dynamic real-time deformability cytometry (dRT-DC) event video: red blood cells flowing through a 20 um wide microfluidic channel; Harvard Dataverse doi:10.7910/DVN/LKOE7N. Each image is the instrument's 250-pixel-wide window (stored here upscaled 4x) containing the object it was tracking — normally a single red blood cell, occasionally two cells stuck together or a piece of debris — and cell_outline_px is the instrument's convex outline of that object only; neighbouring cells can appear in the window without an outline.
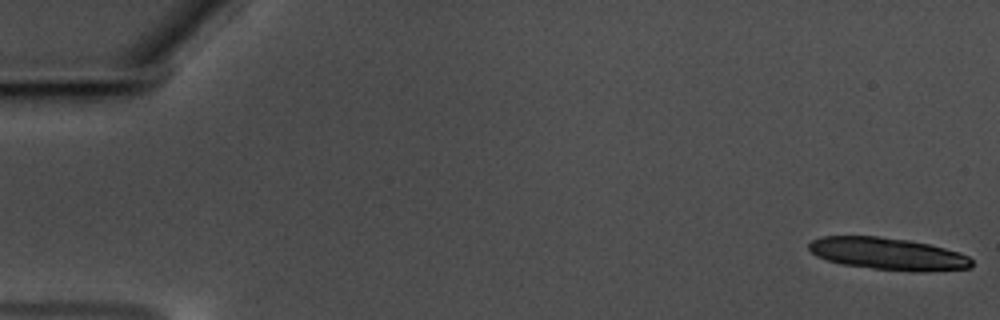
{"species": "common noctule bat (a hibernating species)", "species_latin": "Nyctalus noctula", "temperature_condition": "warm", "stored_images_in_passage": 16, "camera_frame_rate_fps": 3000, "um_per_image_px": 0.085, "animal": {"sex": "male", "body_mass_g": 17.5, "forearm_length_mm": 52.3}, "frame": {"image": 1, "passage_image": 1, "time_ms": 0.0, "image_size_px": [1000, 320], "cell_outline_px": [[972, 268], [924, 272], [920, 272], [872, 268], [840, 264], [816, 256], [808, 248], [808, 244], [812, 240], [820, 236], [880, 236], [908, 240], [928, 244], [960, 252], [968, 256], [972, 260]], "centroid_in_image_um": [75.48, 21.57], "position_along_channel_um": 9.5, "area_um2": 30.63}}